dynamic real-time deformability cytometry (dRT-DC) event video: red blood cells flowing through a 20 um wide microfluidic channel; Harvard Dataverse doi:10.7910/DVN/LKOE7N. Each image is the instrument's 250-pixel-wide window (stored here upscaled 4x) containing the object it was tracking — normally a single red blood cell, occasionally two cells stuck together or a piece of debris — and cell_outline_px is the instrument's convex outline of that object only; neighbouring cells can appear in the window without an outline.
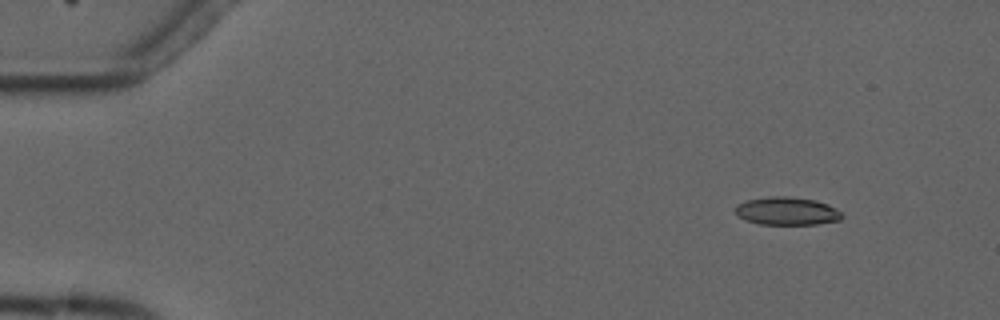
{"species": "common noctule bat (a hibernating species)", "species_latin": "Nyctalus noctula", "temperature_condition": "cold", "stored_images_in_passage": 5, "camera_frame_rate_fps": 3000, "um_per_image_px": 0.085, "animal": {"sex": "male", "forearm_length_mm": 52.5}, "frame": {"image": 1, "passage_image": 1, "time_ms": 0.0, "image_size_px": [1000, 320], "cell_outline_px": [[844, 216], [840, 220], [816, 224], [760, 224], [744, 220], [736, 212], [736, 204], [744, 200], [768, 196], [788, 196], [816, 200], [828, 204], [836, 208]], "centroid_in_image_um": [66.88, 17.93], "position_along_channel_um": 18.1, "area_um2": 17.51}}
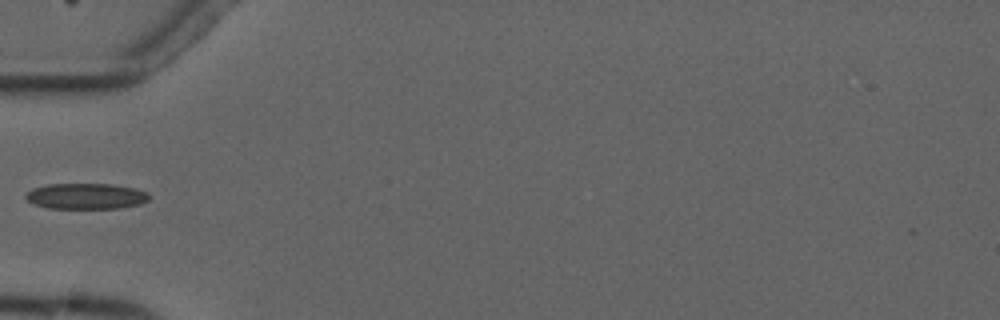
{"frame": {"image": 2, "passage_image": 4, "time_ms": 4.333, "image_size_px": [1000, 320], "cell_outline_px": [[148, 200], [140, 204], [116, 208], [48, 208], [36, 204], [28, 200], [24, 196], [32, 188], [48, 184], [112, 184], [136, 188], [148, 192]], "centroid_in_image_um": [7.32, 16.66], "position_along_channel_um": 77.7, "area_um2": 18.44}}
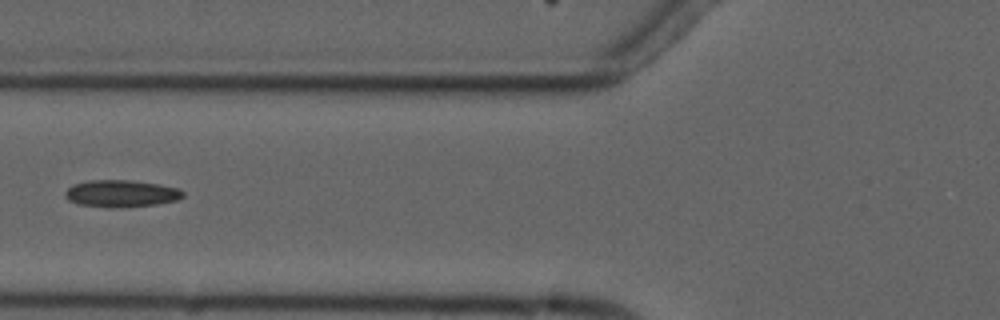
{"frame": {"image": 3, "passage_image": 5, "time_ms": 5.333, "image_size_px": [1000, 320], "cell_outline_px": [[184, 196], [176, 200], [156, 204], [120, 208], [108, 208], [76, 204], [68, 200], [64, 196], [64, 192], [72, 184], [88, 180], [132, 180], [156, 184], [176, 188], [184, 192]], "centroid_in_image_um": [10.23, 16.46], "position_along_channel_um": 115.6, "area_um2": 18.73}}